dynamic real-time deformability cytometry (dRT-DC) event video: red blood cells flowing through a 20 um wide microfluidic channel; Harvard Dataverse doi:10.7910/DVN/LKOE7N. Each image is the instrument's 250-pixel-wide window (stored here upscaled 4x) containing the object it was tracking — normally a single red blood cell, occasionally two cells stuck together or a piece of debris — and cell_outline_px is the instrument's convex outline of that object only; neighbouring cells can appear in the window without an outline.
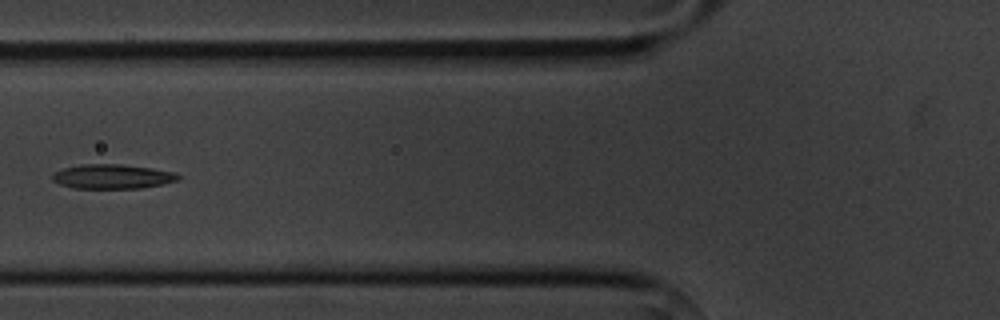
{"species": "common noctule bat (a hibernating species)", "species_latin": "Nyctalus noctula", "temperature_condition": "cold", "stored_images_in_passage": 7, "camera_frame_rate_fps": 3000, "um_per_image_px": 0.085, "animal": {"sex": "male", "body_mass_g": 20.1, "forearm_length_mm": 53.5}, "frame": {"image": 1, "passage_image": 4, "time_ms": 3.667, "image_size_px": [1000, 320], "cell_outline_px": [[180, 176], [176, 180], [160, 184], [140, 188], [72, 188], [60, 184], [52, 180], [52, 176], [56, 172], [64, 168], [80, 164], [120, 164], [152, 168], [176, 172]], "centroid_in_image_um": [9.53, 15.0], "position_along_channel_um": 116.3, "area_um2": 17.74}}
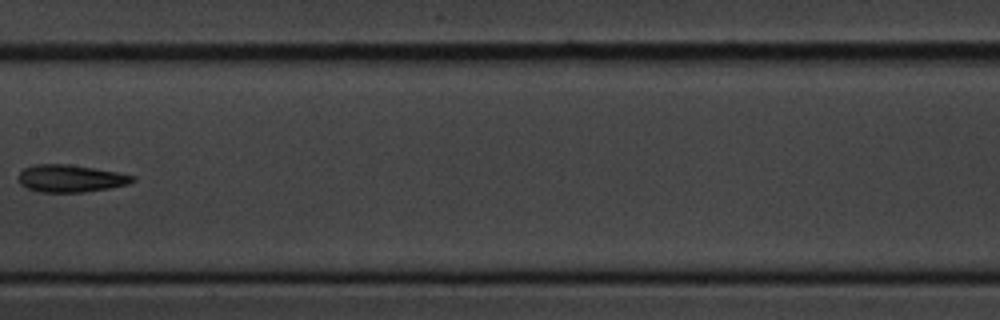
{"frame": {"image": 2, "passage_image": 6, "time_ms": 6.0, "image_size_px": [1000, 320], "cell_outline_px": [[136, 180], [128, 184], [108, 188], [84, 192], [40, 192], [28, 188], [20, 184], [16, 180], [16, 176], [24, 168], [32, 164], [68, 164], [116, 172], [136, 176]], "centroid_in_image_um": [5.95, 15.16], "position_along_channel_um": 201.5, "area_um2": 18.26}}
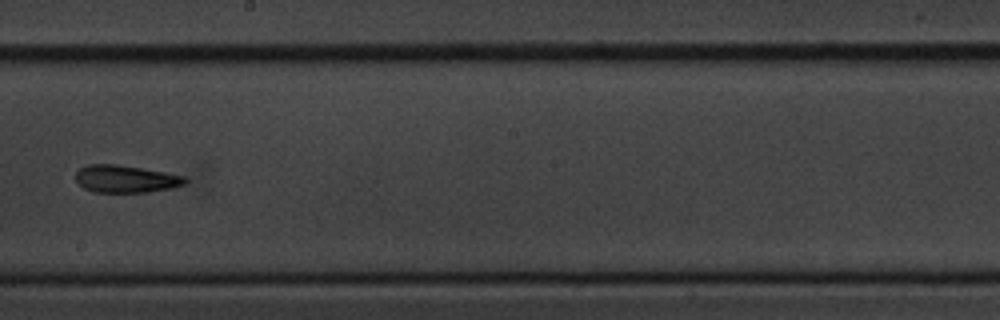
{"frame": {"image": 3, "passage_image": 7, "time_ms": 7.0, "image_size_px": [1000, 320], "cell_outline_px": [[188, 180], [184, 184], [172, 188], [148, 192], [92, 192], [84, 188], [76, 180], [76, 172], [80, 168], [88, 164], [116, 164], [164, 172], [184, 176]], "centroid_in_image_um": [10.67, 15.21], "position_along_channel_um": 237.5, "area_um2": 17.4}}